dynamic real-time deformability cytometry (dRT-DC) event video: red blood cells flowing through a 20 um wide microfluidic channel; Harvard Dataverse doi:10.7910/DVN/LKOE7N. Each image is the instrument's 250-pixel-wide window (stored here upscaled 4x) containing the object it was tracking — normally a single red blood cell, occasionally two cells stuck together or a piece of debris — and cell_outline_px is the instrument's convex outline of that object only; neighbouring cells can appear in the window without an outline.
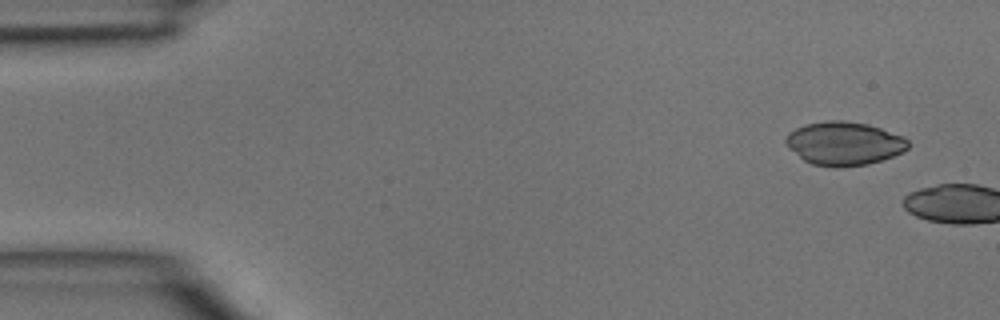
{"species": "common noctule bat (a hibernating species)", "species_latin": "Nyctalus noctula", "temperature_condition": "room temperature", "stored_images_in_passage": 2, "camera_frame_rate_fps": 3000, "um_per_image_px": 0.085, "animal": {"sex": "male", "body_mass_g": 15.6}, "frame": {"image": 1, "passage_image": 1, "time_ms": 0.0, "image_size_px": [1000, 320], "cell_outline_px": [[908, 148], [904, 152], [868, 164], [836, 168], [812, 164], [804, 160], [788, 148], [784, 140], [784, 136], [788, 132], [804, 124], [828, 120], [840, 120], [868, 124], [904, 136], [908, 140]], "centroid_in_image_um": [71.72, 12.19], "position_along_channel_um": 13.3, "area_um2": 31.21}}